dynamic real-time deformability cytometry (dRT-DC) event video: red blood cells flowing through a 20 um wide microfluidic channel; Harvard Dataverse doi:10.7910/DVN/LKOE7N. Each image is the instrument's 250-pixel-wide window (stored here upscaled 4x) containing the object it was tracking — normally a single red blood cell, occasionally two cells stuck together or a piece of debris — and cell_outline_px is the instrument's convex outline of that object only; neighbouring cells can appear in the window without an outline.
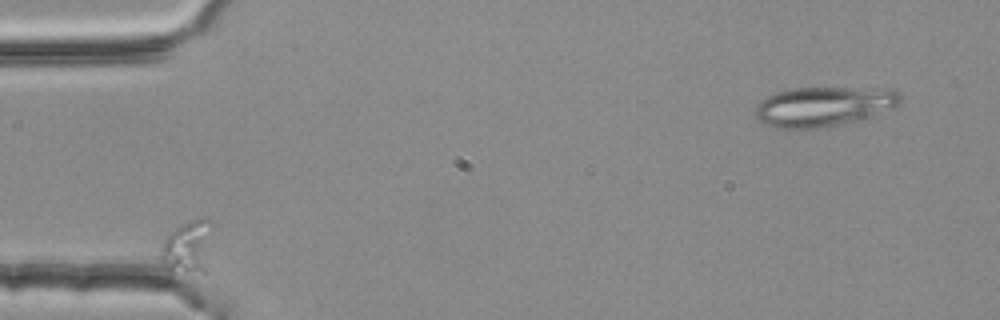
{"species": "common noctule bat (a hibernating species)", "species_latin": "Nyctalus noctula", "temperature_condition": "room temperature", "stored_images_in_passage": 9, "segment_of_instrument_passage": [2, 2], "camera_frame_rate_fps": 3000, "um_per_image_px": 0.085, "animal": {"sex": "female", "body_mass_g": 25.1}, "frame": {"image": 1, "passage_image": 4, "time_ms": 1.0, "image_size_px": [1000, 320], "cell_outline_px": [[212, 224], [204, 272], [168, 280], [160, 264], [160, 252], [164, 240], [176, 228], [192, 220], [212, 220]], "centroid_in_image_um": [15.82, 21.21], "position_along_channel_um": 69.2, "area_um2": 16.76}}